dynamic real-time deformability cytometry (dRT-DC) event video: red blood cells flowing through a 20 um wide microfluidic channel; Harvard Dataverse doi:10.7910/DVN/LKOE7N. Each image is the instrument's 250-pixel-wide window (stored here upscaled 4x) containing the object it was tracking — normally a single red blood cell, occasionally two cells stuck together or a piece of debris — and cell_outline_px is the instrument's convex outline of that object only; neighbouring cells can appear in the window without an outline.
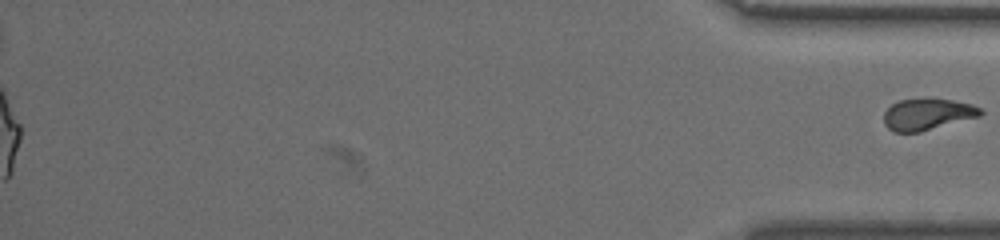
{"species": "common noctule bat (a hibernating species)", "species_latin": "Nyctalus noctula", "temperature_condition": "warm", "stored_images_in_passage": 57, "segment_of_instrument_passage": [2, 2], "camera_frame_rate_fps": 3000, "um_per_image_px": 0.085, "animal": {"sex": "female", "body_mass_g": 19.5, "forearm_length_mm": 54.1}, "frame": {"image": 1, "passage_image": 57, "time_ms": 18.667, "image_size_px": [1000, 240], "cell_outline_px": [[984, 112], [980, 116], [920, 132], [892, 132], [884, 124], [884, 112], [892, 104], [900, 100], [924, 96], [952, 100], [972, 104], [980, 108]], "centroid_in_image_um": [78.82, 9.68], "position_along_channel_um": 356.4, "area_um2": 18.15}}